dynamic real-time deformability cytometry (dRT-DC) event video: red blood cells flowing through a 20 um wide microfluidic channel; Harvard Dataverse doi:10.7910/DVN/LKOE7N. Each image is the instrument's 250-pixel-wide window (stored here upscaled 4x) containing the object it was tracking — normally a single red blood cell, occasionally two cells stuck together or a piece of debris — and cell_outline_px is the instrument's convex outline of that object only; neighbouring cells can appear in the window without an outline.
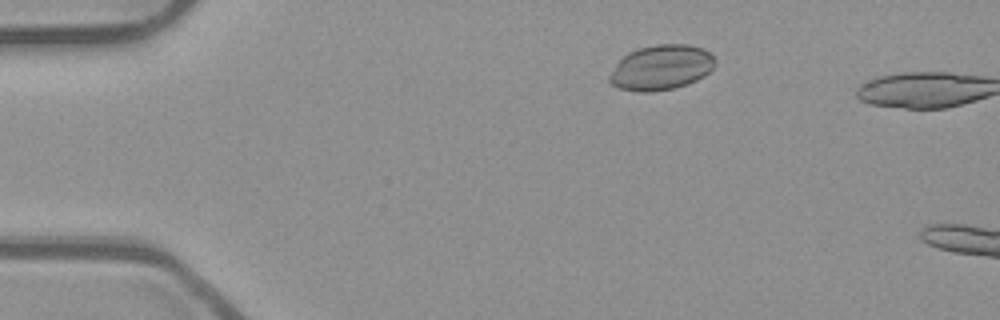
{"species": "common noctule bat (a hibernating species)", "species_latin": "Nyctalus noctula", "temperature_condition": "room temperature", "stored_images_in_passage": 10, "camera_frame_rate_fps": 3000, "um_per_image_px": 0.085, "animal": {"sex": "male", "body_mass_g": 23.1, "forearm_length_mm": 52.7}, "frame": {"image": 1, "passage_image": 9, "time_ms": 2.667, "image_size_px": [1000, 320], "cell_outline_px": [[716, 64], [704, 76], [688, 84], [676, 88], [652, 92], [640, 92], [620, 88], [612, 84], [608, 80], [608, 76], [616, 64], [628, 52], [640, 48], [656, 44], [688, 44], [704, 48], [716, 60]], "centroid_in_image_um": [56.21, 5.74], "position_along_channel_um": 28.8, "area_um2": 27.8}}